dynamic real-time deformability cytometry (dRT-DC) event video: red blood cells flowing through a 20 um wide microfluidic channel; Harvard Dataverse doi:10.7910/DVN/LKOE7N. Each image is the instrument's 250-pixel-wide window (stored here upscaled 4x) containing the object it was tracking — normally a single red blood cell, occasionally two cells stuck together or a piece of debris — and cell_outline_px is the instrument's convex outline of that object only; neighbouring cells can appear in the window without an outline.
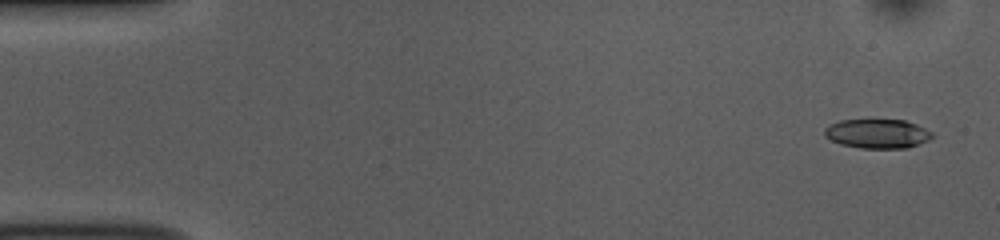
{"species": "common noctule bat (a hibernating species)", "species_latin": "Nyctalus noctula", "temperature_condition": "room temperature", "stored_images_in_passage": 50, "camera_frame_rate_fps": 3000, "um_per_image_px": 0.085, "animal": {"sex": "female", "body_mass_g": 10.0, "forearm_length_mm": 53.1}, "frame": {"image": 1, "passage_image": 1, "time_ms": 0.0, "image_size_px": [1000, 240], "cell_outline_px": [[932, 136], [928, 140], [908, 148], [860, 148], [840, 144], [824, 136], [824, 128], [828, 124], [840, 120], [904, 120], [916, 124], [932, 132]], "centroid_in_image_um": [74.54, 11.36], "position_along_channel_um": 10.5, "area_um2": 18.32}}
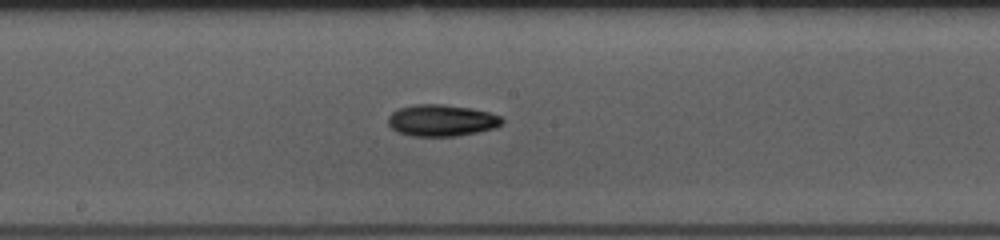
{"frame": {"image": 2, "passage_image": 26, "time_ms": 8.333, "image_size_px": [1000, 240], "cell_outline_px": [[504, 124], [496, 128], [456, 136], [412, 136], [396, 132], [388, 124], [388, 116], [392, 112], [400, 108], [416, 104], [444, 104], [472, 108], [488, 112], [500, 116], [504, 120]], "centroid_in_image_um": [37.55, 10.23], "position_along_channel_um": 210.7, "area_um2": 21.15}}
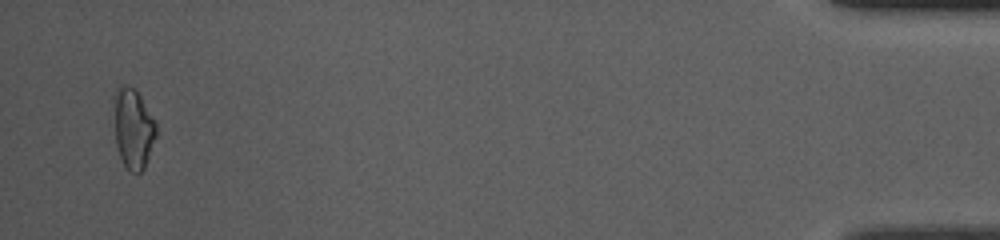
{"frame": {"image": 3, "passage_image": 49, "time_ms": 16.0, "image_size_px": [1000, 240], "cell_outline_px": [[156, 136], [144, 168], [140, 172], [128, 172], [120, 156], [116, 144], [112, 96], [116, 88], [120, 84], [128, 84], [140, 96], [156, 124]], "centroid_in_image_um": [11.28, 10.88], "position_along_channel_um": 423.9, "area_um2": 19.77}, "authors_computed_cell_mechanics": {"area_um2": 19.2474, "velocity_mm_per_s": 3.859, "shape_relaxation_time_tau1_ms": 3.0171, "shape_relaxation_time_tau2_ms": null, "deformation_change_tau1": 0.0952, "deformation_change_tau2": null}}